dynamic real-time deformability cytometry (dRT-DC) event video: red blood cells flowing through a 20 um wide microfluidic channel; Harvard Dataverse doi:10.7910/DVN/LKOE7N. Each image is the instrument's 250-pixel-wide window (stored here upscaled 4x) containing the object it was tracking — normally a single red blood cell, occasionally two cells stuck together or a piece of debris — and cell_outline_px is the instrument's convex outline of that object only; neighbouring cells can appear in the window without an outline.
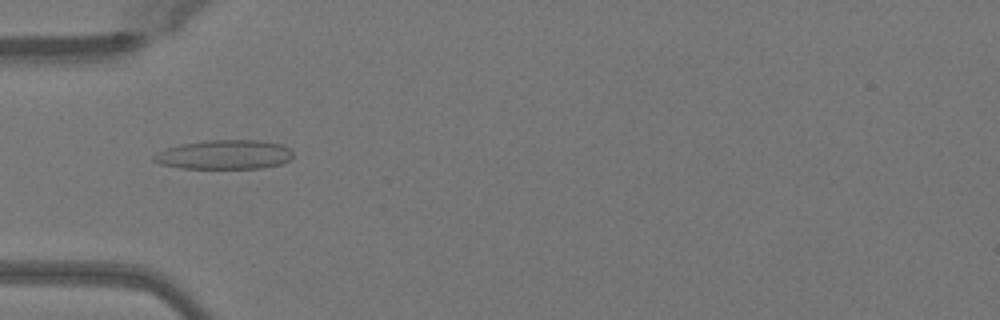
{"species": "Egyptian fruit bat (a non-hibernating species)", "species_latin": "Rousettus aegyptiacus", "temperature_condition": "warm", "stored_images_in_passage": 50, "camera_frame_rate_fps": 3000, "um_per_image_px": 0.085, "animal": {"sex": "female"}, "frame": {"image": 1, "passage_image": 16, "time_ms": 5.0, "image_size_px": [1000, 320], "cell_outline_px": [[292, 156], [288, 160], [280, 164], [264, 168], [180, 168], [160, 164], [152, 160], [152, 156], [156, 152], [180, 144], [204, 140], [260, 140], [280, 144], [288, 148], [292, 152]], "centroid_in_image_um": [19.04, 13.14], "position_along_channel_um": 66.0, "area_um2": 23.76}}
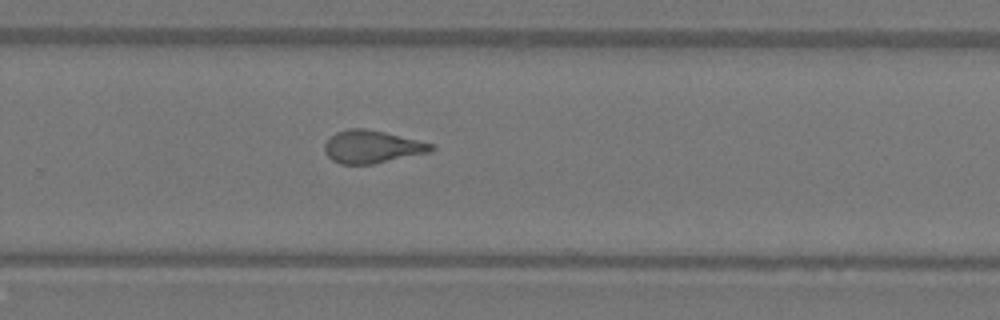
{"frame": {"image": 2, "passage_image": 33, "time_ms": 10.667, "image_size_px": [1000, 320], "cell_outline_px": [[436, 148], [432, 152], [372, 164], [340, 164], [332, 160], [324, 152], [324, 144], [336, 132], [348, 128], [364, 128], [384, 132], [432, 144]], "centroid_in_image_um": [31.61, 12.48], "position_along_channel_um": 298.2, "area_um2": 20.23}}
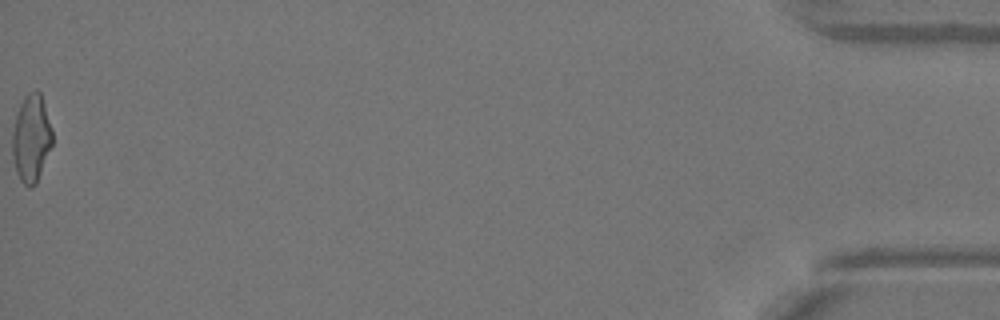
{"frame": {"image": 3, "passage_image": 50, "time_ms": 16.333, "image_size_px": [1000, 320], "cell_outline_px": [[52, 144], [36, 184], [32, 188], [28, 188], [20, 180], [16, 172], [12, 156], [12, 132], [16, 116], [20, 104], [24, 96], [28, 92], [36, 88], [40, 92], [52, 128]], "centroid_in_image_um": [2.65, 11.76], "position_along_channel_um": 432.6, "area_um2": 20.52}, "authors_computed_cell_mechanics": {"area_um2": 20.6924, "velocity_mm_per_s": 4.1058, "shape_relaxation_time_tau1_ms": null, "shape_relaxation_time_tau2_ms": 1.5723, "deformation_change_tau1": null, "deformation_change_tau2": 0.1042}}